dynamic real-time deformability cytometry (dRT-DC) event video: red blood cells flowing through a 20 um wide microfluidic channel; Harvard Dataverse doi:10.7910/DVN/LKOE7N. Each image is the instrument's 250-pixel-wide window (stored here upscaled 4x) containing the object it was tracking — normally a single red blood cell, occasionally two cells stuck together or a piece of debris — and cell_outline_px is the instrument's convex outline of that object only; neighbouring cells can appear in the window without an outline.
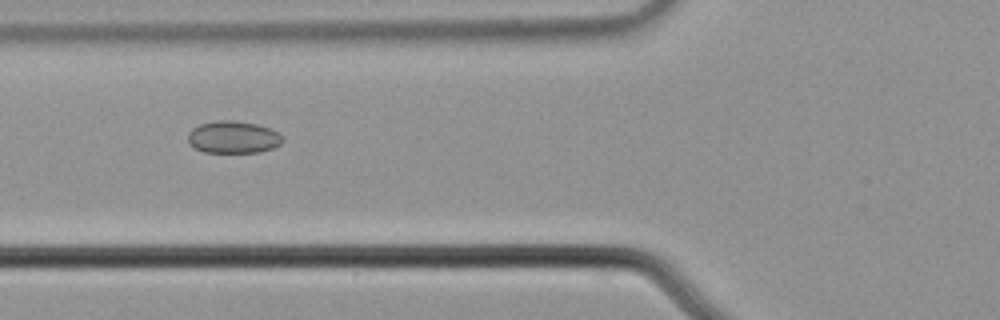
{"species": "common noctule bat (a hibernating species)", "species_latin": "Nyctalus noctula", "temperature_condition": "cold", "stored_images_in_passage": 5, "camera_frame_rate_fps": 3000, "um_per_image_px": 0.085, "animal": {"sex": "male", "body_mass_g": 21.5, "forearm_length_mm": 52.0}, "frame": {"image": 1, "passage_image": 4, "time_ms": 1.0, "image_size_px": [1000, 320], "cell_outline_px": [[284, 140], [280, 144], [272, 148], [260, 152], [204, 152], [188, 144], [188, 132], [192, 128], [200, 124], [216, 120], [232, 120], [256, 124], [272, 128], [284, 136]], "centroid_in_image_um": [19.84, 11.65], "position_along_channel_um": 106.0, "area_um2": 17.98}}
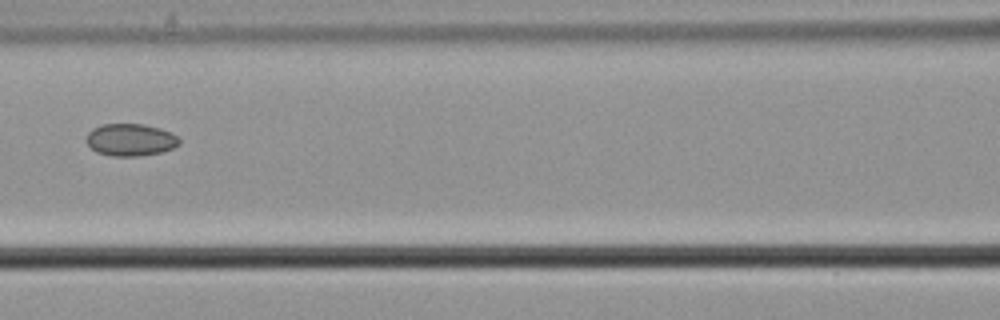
{"frame": {"image": 2, "passage_image": 5, "time_ms": 1.333, "image_size_px": [1000, 320], "cell_outline_px": [[180, 144], [172, 148], [160, 152], [140, 156], [112, 156], [96, 152], [84, 140], [88, 132], [92, 128], [100, 124], [144, 124], [160, 128], [172, 132], [180, 140]], "centroid_in_image_um": [11.07, 11.87], "position_along_channel_um": 155.5, "area_um2": 17.63}}